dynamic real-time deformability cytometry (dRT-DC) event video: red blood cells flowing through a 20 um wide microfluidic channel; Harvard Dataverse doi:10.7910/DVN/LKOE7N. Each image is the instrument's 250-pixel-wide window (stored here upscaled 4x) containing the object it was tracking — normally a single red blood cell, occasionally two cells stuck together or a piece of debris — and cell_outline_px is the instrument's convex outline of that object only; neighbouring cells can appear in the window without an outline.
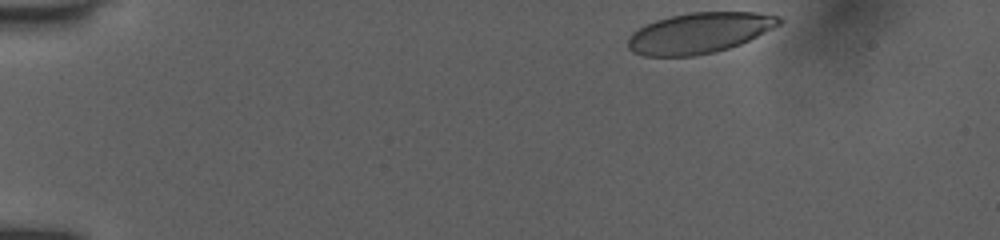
{"species": "human", "species_latin": "Homo sapiens", "temperature_condition": "room temperature", "stored_images_in_passage": 40, "camera_frame_rate_fps": 3000, "um_per_image_px": 0.085, "donor": {"sex": "female"}, "frame": {"image": 1, "passage_image": 1, "time_ms": 0.0, "image_size_px": [1000, 240], "cell_outline_px": [[784, 20], [780, 24], [740, 44], [728, 48], [712, 52], [692, 56], [644, 56], [632, 52], [628, 48], [628, 36], [632, 32], [644, 24], [656, 20], [688, 12], [756, 12], [780, 16]], "centroid_in_image_um": [59.41, 2.79], "position_along_channel_um": 25.6, "area_um2": 35.72}}
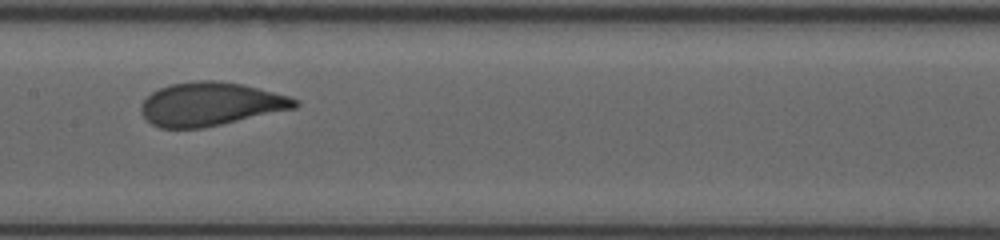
{"frame": {"image": 2, "passage_image": 22, "time_ms": 6.667, "image_size_px": [1000, 240], "cell_outline_px": [[300, 104], [296, 108], [220, 124], [200, 128], [160, 128], [152, 124], [140, 112], [140, 104], [152, 92], [160, 88], [172, 84], [196, 80], [216, 80], [244, 84], [288, 96], [300, 100]], "centroid_in_image_um": [17.9, 8.83], "position_along_channel_um": 189.5, "area_um2": 38.84}}
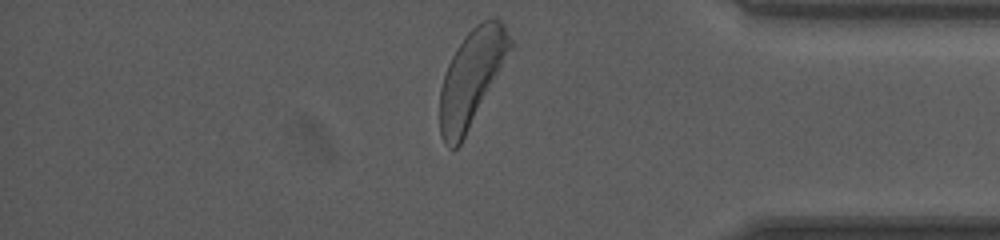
{"frame": {"image": 3, "passage_image": 40, "time_ms": 12.333, "image_size_px": [1000, 240], "cell_outline_px": [[516, 44], [460, 144], [456, 148], [448, 148], [444, 144], [440, 136], [440, 88], [448, 64], [456, 48], [468, 32], [476, 24], [484, 20], [500, 20], [504, 24]], "centroid_in_image_um": [40.11, 6.59], "position_along_channel_um": 395.1, "area_um2": 39.19}, "authors_computed_cell_mechanics": {"area_um2": 38.3792, "velocity_mm_per_s": 3.9513, "shape_relaxation_time_tau1_ms": 2.455, "shape_relaxation_time_tau2_ms": null, "deformation_change_tau1": 0.1505, "deformation_change_tau2": null}}